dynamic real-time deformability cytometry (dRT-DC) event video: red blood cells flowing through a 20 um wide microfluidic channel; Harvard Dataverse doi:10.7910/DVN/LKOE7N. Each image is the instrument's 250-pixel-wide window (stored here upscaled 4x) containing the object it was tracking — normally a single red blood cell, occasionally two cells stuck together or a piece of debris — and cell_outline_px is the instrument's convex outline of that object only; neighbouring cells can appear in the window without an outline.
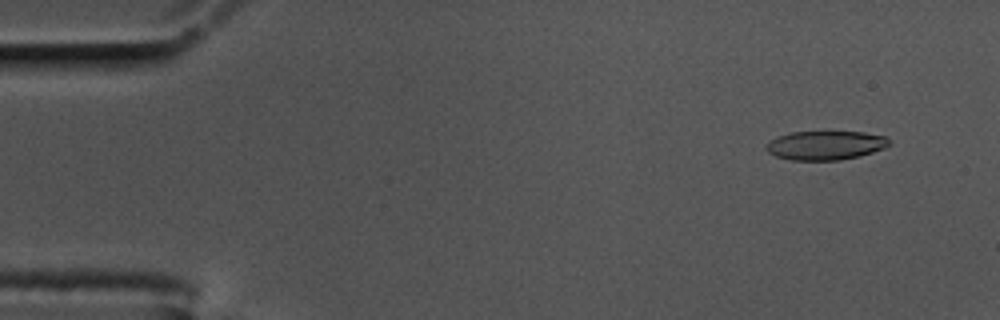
{"species": "common noctule bat (a hibernating species)", "species_latin": "Nyctalus noctula", "temperature_condition": "cold", "stored_images_in_passage": 15, "camera_frame_rate_fps": 3000, "um_per_image_px": 0.085, "animal": {"sex": "male", "body_mass_g": 17.5, "forearm_length_mm": 52.3}, "frame": {"image": 1, "passage_image": 5, "time_ms": 1.333, "image_size_px": [1000, 320], "cell_outline_px": [[892, 144], [884, 148], [860, 156], [840, 160], [792, 160], [776, 156], [768, 152], [764, 148], [764, 144], [776, 136], [792, 132], [864, 132], [888, 136], [892, 140]], "centroid_in_image_um": [70.18, 12.35], "position_along_channel_um": 14.8, "area_um2": 21.1}}